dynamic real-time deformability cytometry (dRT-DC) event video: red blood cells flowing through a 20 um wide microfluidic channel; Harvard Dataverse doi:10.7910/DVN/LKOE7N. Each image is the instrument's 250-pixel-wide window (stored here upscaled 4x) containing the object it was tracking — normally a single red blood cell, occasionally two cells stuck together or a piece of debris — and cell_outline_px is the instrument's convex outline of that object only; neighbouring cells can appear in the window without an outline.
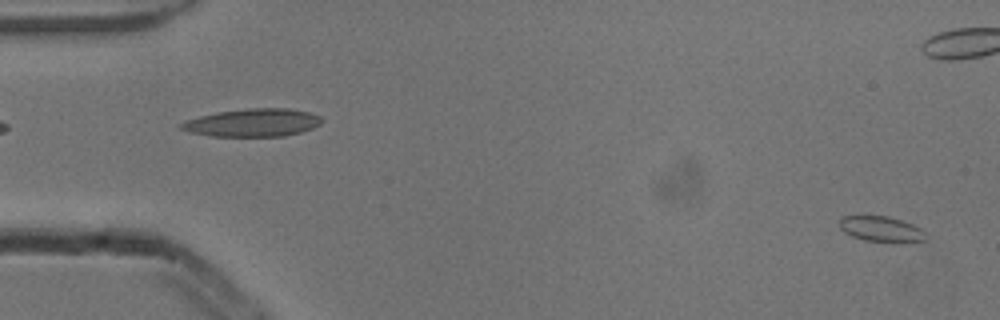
{"species": "common noctule bat (a hibernating species)", "species_latin": "Nyctalus noctula", "temperature_condition": "cold", "stored_images_in_passage": 53, "camera_frame_rate_fps": 3000, "um_per_image_px": 0.085, "animal": {"sex": "male", "body_mass_g": 13.3}, "frame": {"image": 1, "passage_image": 1, "time_ms": 0.0, "image_size_px": [1000, 320], "cell_outline_px": [[928, 240], [904, 244], [892, 244], [864, 240], [852, 236], [844, 232], [840, 228], [840, 216], [888, 216], [912, 224], [920, 228], [928, 236]], "centroid_in_image_um": [74.97, 19.52], "position_along_channel_um": 10.0, "area_um2": 13.35}}
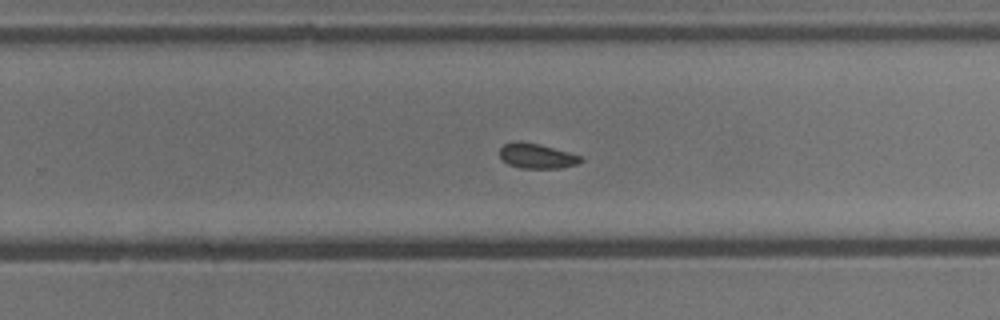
{"frame": {"image": 2, "passage_image": 33, "time_ms": 10.667, "image_size_px": [1000, 320], "cell_outline_px": [[584, 160], [576, 164], [560, 168], [520, 168], [508, 164], [500, 156], [500, 148], [504, 144], [516, 140], [520, 140], [540, 144], [584, 156]], "centroid_in_image_um": [45.65, 13.24], "position_along_channel_um": 284.1, "area_um2": 11.96}}
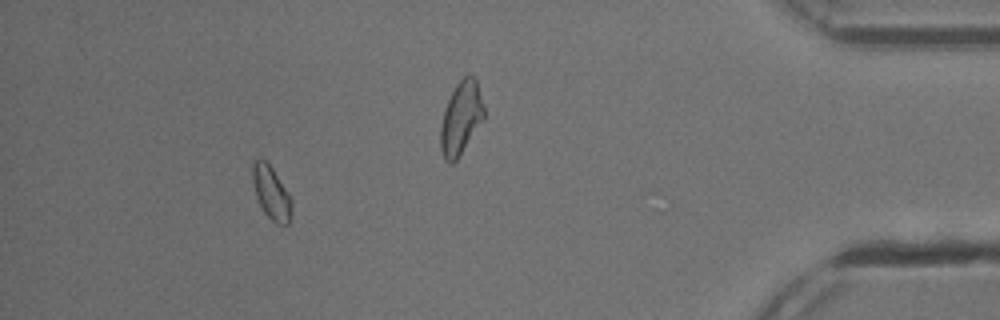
{"frame": {"image": 3, "passage_image": 48, "time_ms": 15.667, "image_size_px": [1000, 320], "cell_outline_px": [[292, 208], [288, 224], [276, 224], [264, 212], [256, 196], [252, 180], [252, 160], [260, 156], [272, 168], [288, 192], [292, 200]], "centroid_in_image_um": [23.04, 16.35], "position_along_channel_um": 412.2, "area_um2": 12.14}, "authors_computed_cell_mechanics": {"area_um2": 12.2536, "velocity_mm_per_s": 3.834, "shape_relaxation_time_tau1_ms": 2.3193, "shape_relaxation_time_tau2_ms": 3.3242, "deformation_change_tau1": 0.064, "deformation_change_tau2": 0.0765}}